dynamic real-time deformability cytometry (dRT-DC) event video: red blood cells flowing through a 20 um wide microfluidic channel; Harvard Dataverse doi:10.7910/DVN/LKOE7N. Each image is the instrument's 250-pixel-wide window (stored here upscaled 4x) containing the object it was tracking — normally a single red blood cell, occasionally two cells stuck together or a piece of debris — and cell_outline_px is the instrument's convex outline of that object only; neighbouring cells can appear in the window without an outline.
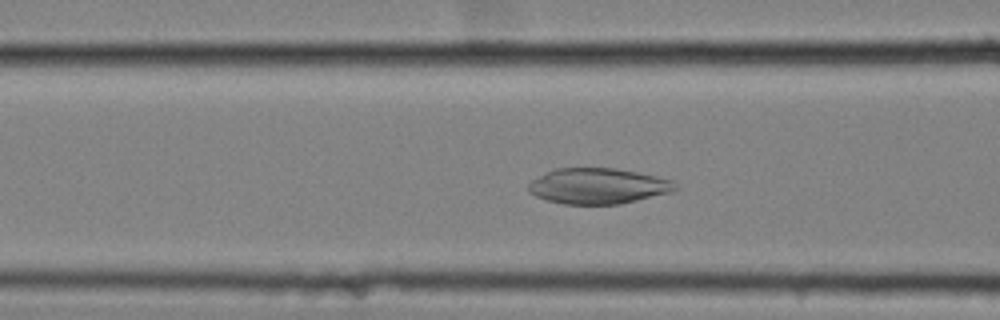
{"species": "common noctule bat (a hibernating species)", "species_latin": "Nyctalus noctula", "temperature_condition": "cold", "stored_images_in_passage": 54, "camera_frame_rate_fps": 3000, "um_per_image_px": 0.085, "animal": {"sex": "female", "body_mass_g": 25.1}, "frame": {"image": 1, "passage_image": 20, "time_ms": 6.333, "image_size_px": [1000, 320], "cell_outline_px": [[680, 188], [672, 192], [620, 204], [564, 204], [548, 200], [536, 196], [528, 192], [528, 184], [532, 180], [556, 168], [616, 168], [676, 180]], "centroid_in_image_um": [50.9, 15.81], "position_along_channel_um": 115.7, "area_um2": 30.63}}
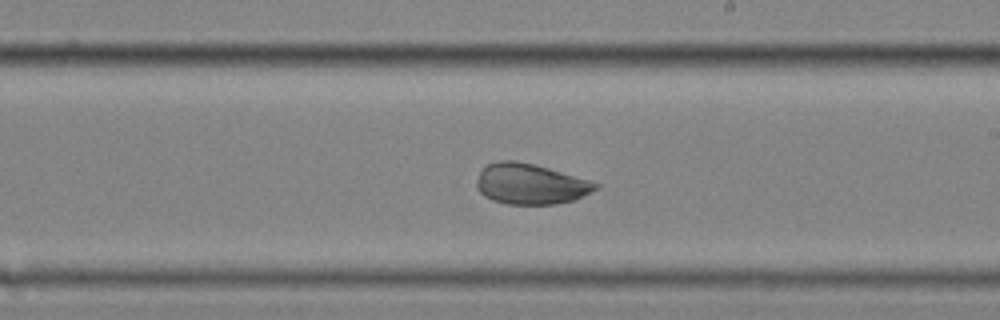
{"frame": {"image": 2, "passage_image": 31, "time_ms": 10.0, "image_size_px": [1000, 320], "cell_outline_px": [[600, 188], [572, 200], [556, 204], [508, 204], [492, 200], [484, 196], [476, 188], [476, 180], [480, 172], [488, 164], [500, 160], [512, 160], [532, 164], [548, 168], [588, 180], [600, 184]], "centroid_in_image_um": [45.06, 15.64], "position_along_channel_um": 243.9, "area_um2": 27.86}}
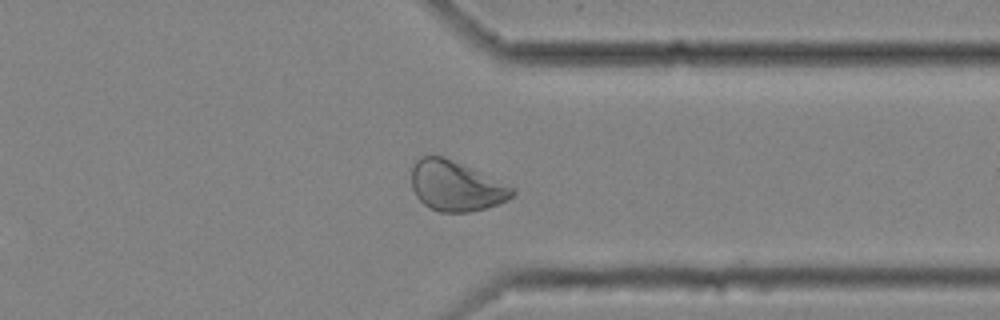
{"frame": {"image": 3, "passage_image": 42, "time_ms": 13.667, "image_size_px": [1000, 320], "cell_outline_px": [[516, 192], [508, 200], [484, 208], [468, 212], [440, 212], [424, 204], [416, 196], [412, 188], [412, 164], [420, 156], [444, 156], [512, 188]], "centroid_in_image_um": [38.68, 15.81], "position_along_channel_um": 372.7, "area_um2": 28.73}}